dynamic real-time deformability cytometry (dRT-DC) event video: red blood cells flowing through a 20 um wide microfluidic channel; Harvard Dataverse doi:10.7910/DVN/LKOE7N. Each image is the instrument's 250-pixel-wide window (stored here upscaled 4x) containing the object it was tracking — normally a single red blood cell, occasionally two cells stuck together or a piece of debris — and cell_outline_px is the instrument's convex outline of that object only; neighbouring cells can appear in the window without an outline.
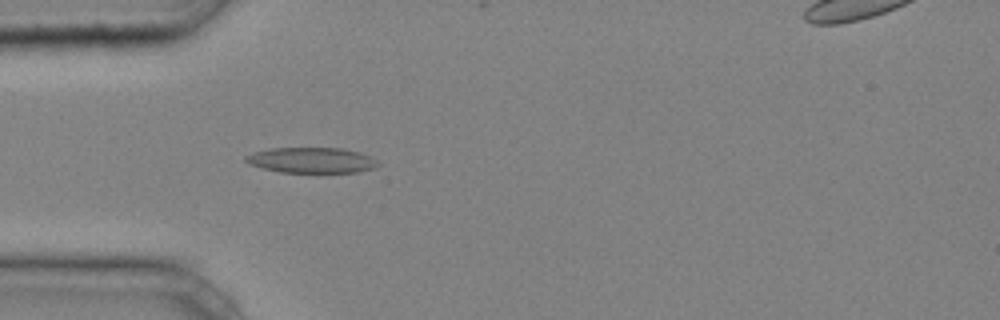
{"species": "common noctule bat (a hibernating species)", "species_latin": "Nyctalus noctula", "temperature_condition": "cold", "stored_images_in_passage": 35, "camera_frame_rate_fps": 3000, "um_per_image_px": 0.085, "animal": {"sex": "male", "body_mass_g": 20.4}, "frame": {"image": 1, "passage_image": 7, "time_ms": 2.0, "image_size_px": [1000, 320], "cell_outline_px": [[380, 164], [372, 168], [356, 172], [280, 172], [248, 164], [244, 160], [244, 156], [256, 152], [272, 148], [344, 148], [360, 152], [372, 156]], "centroid_in_image_um": [26.5, 13.61], "position_along_channel_um": 58.5, "area_um2": 19.59}}
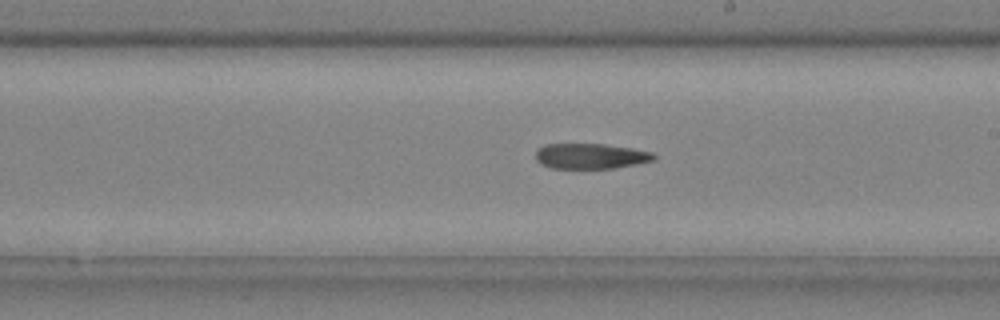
{"frame": {"image": 2, "passage_image": 20, "time_ms": 6.333, "image_size_px": [1000, 320], "cell_outline_px": [[656, 160], [616, 168], [552, 168], [540, 164], [536, 160], [536, 152], [544, 144], [604, 144], [632, 148], [652, 152], [656, 156]], "centroid_in_image_um": [50.22, 13.27], "position_along_channel_um": 238.8, "area_um2": 17.51}}
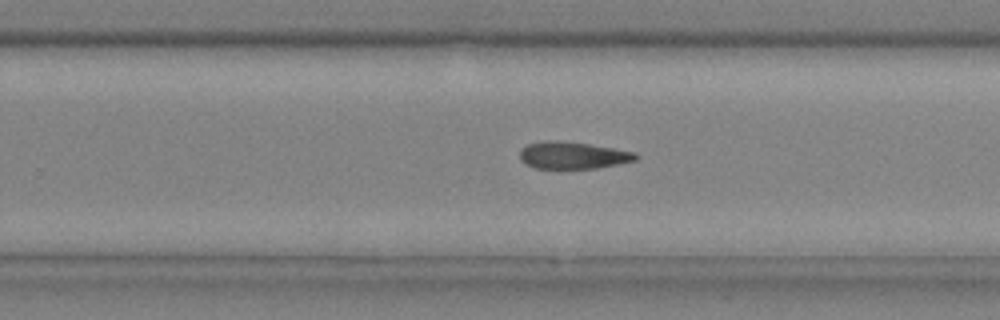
{"frame": {"image": 3, "passage_image": 23, "time_ms": 7.333, "image_size_px": [1000, 320], "cell_outline_px": [[640, 156], [636, 160], [596, 168], [532, 168], [524, 164], [520, 160], [520, 152], [528, 144], [588, 144], [636, 152]], "centroid_in_image_um": [48.76, 13.27], "position_along_channel_um": 281.0, "area_um2": 17.17}}